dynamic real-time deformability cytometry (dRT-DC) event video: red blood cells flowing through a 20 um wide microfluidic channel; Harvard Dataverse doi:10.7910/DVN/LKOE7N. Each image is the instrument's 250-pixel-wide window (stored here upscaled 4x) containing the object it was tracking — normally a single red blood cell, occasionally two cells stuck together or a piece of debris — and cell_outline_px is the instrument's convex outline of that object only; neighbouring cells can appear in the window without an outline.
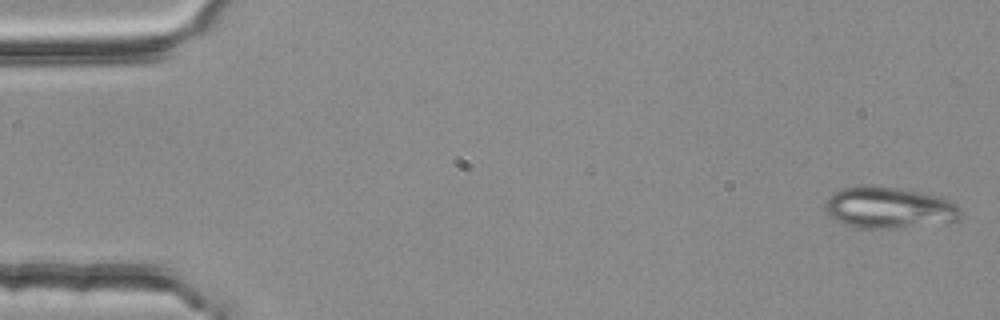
{"species": "common noctule bat (a hibernating species)", "species_latin": "Nyctalus noctula", "temperature_condition": "room temperature", "stored_images_in_passage": 4, "camera_frame_rate_fps": 3000, "um_per_image_px": 0.085, "animal": {"sex": "female", "body_mass_g": 25.1}, "frame": {"image": 1, "passage_image": 1, "time_ms": 0.0, "image_size_px": [1000, 320], "cell_outline_px": [[960, 220], [952, 224], [896, 228], [860, 228], [844, 224], [836, 220], [824, 208], [824, 204], [836, 192], [844, 188], [896, 188], [920, 192], [940, 196], [952, 200], [960, 208]], "centroid_in_image_um": [75.72, 17.71], "position_along_channel_um": 9.3, "area_um2": 32.37}}